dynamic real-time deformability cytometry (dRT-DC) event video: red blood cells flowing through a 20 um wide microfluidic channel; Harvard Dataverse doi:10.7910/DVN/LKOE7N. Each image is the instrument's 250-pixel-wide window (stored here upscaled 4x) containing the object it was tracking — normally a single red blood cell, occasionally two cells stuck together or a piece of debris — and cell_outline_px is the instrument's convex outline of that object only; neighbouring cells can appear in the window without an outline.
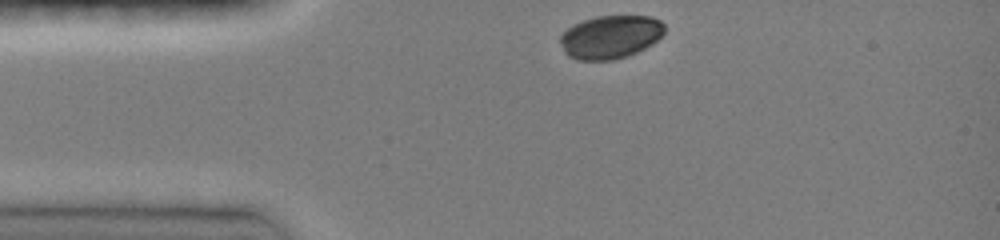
{"species": "common noctule bat (a hibernating species)", "species_latin": "Nyctalus noctula", "temperature_condition": "room temperature", "stored_images_in_passage": 32, "camera_frame_rate_fps": 3000, "um_per_image_px": 0.085, "animal": {"sex": "female", "body_mass_g": 19.0, "forearm_length_mm": 51.5}, "frame": {"image": 1, "passage_image": 1, "time_ms": 0.0, "image_size_px": [1000, 240], "cell_outline_px": [[664, 32], [652, 44], [628, 56], [612, 60], [576, 60], [568, 56], [564, 52], [560, 40], [560, 36], [568, 28], [584, 20], [596, 16], [652, 16], [660, 20], [664, 24]], "centroid_in_image_um": [51.89, 3.14], "position_along_channel_um": 33.1, "area_um2": 26.18}}
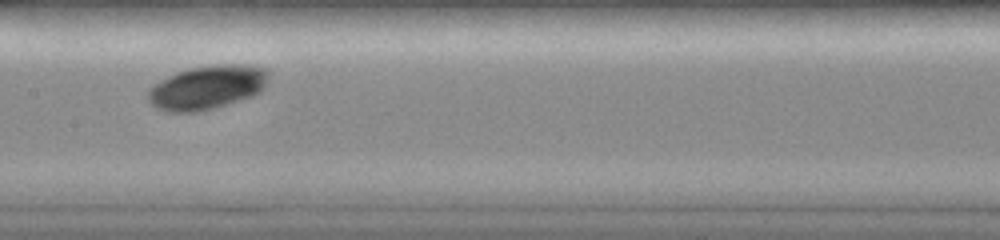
{"frame": {"image": 2, "passage_image": 15, "time_ms": 4.667, "image_size_px": [1000, 240], "cell_outline_px": [[268, 76], [264, 88], [260, 92], [252, 96], [212, 108], [196, 112], [164, 112], [156, 108], [148, 100], [148, 92], [152, 84], [176, 72], [192, 68], [216, 64], [252, 64], [268, 68]], "centroid_in_image_um": [17.61, 7.41], "position_along_channel_um": 189.8, "area_um2": 30.98}}
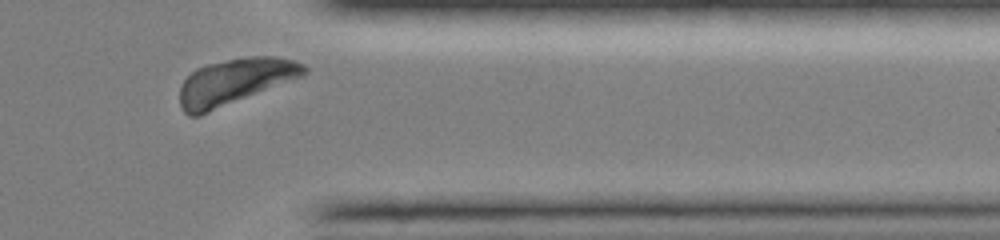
{"frame": {"image": 3, "passage_image": 30, "time_ms": 9.667, "image_size_px": [1000, 240], "cell_outline_px": [[308, 72], [300, 76], [200, 116], [188, 116], [180, 108], [180, 88], [184, 80], [196, 68], [208, 64], [248, 56], [276, 56], [292, 60], [304, 64], [308, 68]], "centroid_in_image_um": [19.92, 6.94], "position_along_channel_um": 391.5, "area_um2": 32.95}}